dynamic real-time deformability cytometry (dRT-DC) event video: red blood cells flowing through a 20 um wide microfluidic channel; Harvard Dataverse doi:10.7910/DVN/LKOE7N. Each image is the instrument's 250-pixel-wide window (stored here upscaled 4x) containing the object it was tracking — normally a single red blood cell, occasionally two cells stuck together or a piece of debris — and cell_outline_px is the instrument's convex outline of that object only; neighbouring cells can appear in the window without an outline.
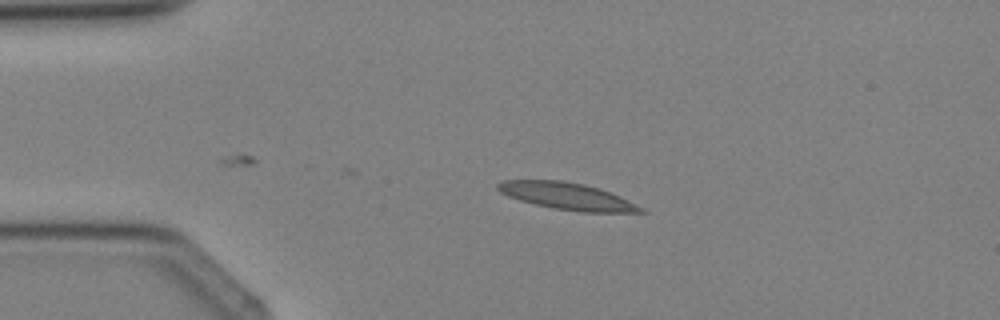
{"species": "Egyptian fruit bat (a non-hibernating species)", "species_latin": "Rousettus aegyptiacus", "temperature_condition": "cold", "stored_images_in_passage": 2, "camera_frame_rate_fps": 3000, "um_per_image_px": 0.085, "animal": {"sex": "female"}, "frame": {"image": 1, "passage_image": 1, "time_ms": 0.0, "image_size_px": [1000, 320], "cell_outline_px": [[648, 212], [580, 212], [556, 208], [536, 204], [520, 200], [508, 196], [500, 192], [496, 188], [496, 184], [504, 180], [564, 180], [584, 184], [600, 188], [620, 196], [644, 208]], "centroid_in_image_um": [48.22, 16.66], "position_along_channel_um": 36.8, "area_um2": 22.37}}